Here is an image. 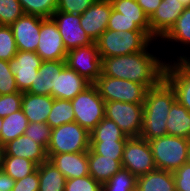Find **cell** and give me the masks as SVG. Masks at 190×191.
I'll list each match as a JSON object with an SVG mask.
<instances>
[{
  "label": "cell",
  "instance_id": "cell-1",
  "mask_svg": "<svg viewBox=\"0 0 190 191\" xmlns=\"http://www.w3.org/2000/svg\"><path fill=\"white\" fill-rule=\"evenodd\" d=\"M122 56L101 58V74L143 84L147 89L157 86L163 79L167 62L148 51Z\"/></svg>",
  "mask_w": 190,
  "mask_h": 191
},
{
  "label": "cell",
  "instance_id": "cell-2",
  "mask_svg": "<svg viewBox=\"0 0 190 191\" xmlns=\"http://www.w3.org/2000/svg\"><path fill=\"white\" fill-rule=\"evenodd\" d=\"M175 101V91L165 79L149 88L143 103V124L139 137L149 141L167 135L168 113Z\"/></svg>",
  "mask_w": 190,
  "mask_h": 191
},
{
  "label": "cell",
  "instance_id": "cell-3",
  "mask_svg": "<svg viewBox=\"0 0 190 191\" xmlns=\"http://www.w3.org/2000/svg\"><path fill=\"white\" fill-rule=\"evenodd\" d=\"M154 40L143 30L118 31L106 29L95 41L101 58L144 51Z\"/></svg>",
  "mask_w": 190,
  "mask_h": 191
},
{
  "label": "cell",
  "instance_id": "cell-4",
  "mask_svg": "<svg viewBox=\"0 0 190 191\" xmlns=\"http://www.w3.org/2000/svg\"><path fill=\"white\" fill-rule=\"evenodd\" d=\"M148 143L159 170L175 172L188 162L190 140L187 138L165 135L151 139Z\"/></svg>",
  "mask_w": 190,
  "mask_h": 191
},
{
  "label": "cell",
  "instance_id": "cell-5",
  "mask_svg": "<svg viewBox=\"0 0 190 191\" xmlns=\"http://www.w3.org/2000/svg\"><path fill=\"white\" fill-rule=\"evenodd\" d=\"M90 133L78 123L71 122L53 128L47 154L87 152Z\"/></svg>",
  "mask_w": 190,
  "mask_h": 191
},
{
  "label": "cell",
  "instance_id": "cell-6",
  "mask_svg": "<svg viewBox=\"0 0 190 191\" xmlns=\"http://www.w3.org/2000/svg\"><path fill=\"white\" fill-rule=\"evenodd\" d=\"M93 84L105 102L143 104L148 90L143 84L102 74Z\"/></svg>",
  "mask_w": 190,
  "mask_h": 191
},
{
  "label": "cell",
  "instance_id": "cell-7",
  "mask_svg": "<svg viewBox=\"0 0 190 191\" xmlns=\"http://www.w3.org/2000/svg\"><path fill=\"white\" fill-rule=\"evenodd\" d=\"M75 122L89 133L105 117V101L94 84H90L71 100Z\"/></svg>",
  "mask_w": 190,
  "mask_h": 191
},
{
  "label": "cell",
  "instance_id": "cell-8",
  "mask_svg": "<svg viewBox=\"0 0 190 191\" xmlns=\"http://www.w3.org/2000/svg\"><path fill=\"white\" fill-rule=\"evenodd\" d=\"M105 117L114 121L129 138L139 137L143 124V104L105 102Z\"/></svg>",
  "mask_w": 190,
  "mask_h": 191
},
{
  "label": "cell",
  "instance_id": "cell-9",
  "mask_svg": "<svg viewBox=\"0 0 190 191\" xmlns=\"http://www.w3.org/2000/svg\"><path fill=\"white\" fill-rule=\"evenodd\" d=\"M122 168L129 170L136 177L157 169L147 140L141 137L127 139L123 149Z\"/></svg>",
  "mask_w": 190,
  "mask_h": 191
},
{
  "label": "cell",
  "instance_id": "cell-10",
  "mask_svg": "<svg viewBox=\"0 0 190 191\" xmlns=\"http://www.w3.org/2000/svg\"><path fill=\"white\" fill-rule=\"evenodd\" d=\"M65 61L70 69L75 70L91 84L101 75L102 59L95 42L69 50Z\"/></svg>",
  "mask_w": 190,
  "mask_h": 191
},
{
  "label": "cell",
  "instance_id": "cell-11",
  "mask_svg": "<svg viewBox=\"0 0 190 191\" xmlns=\"http://www.w3.org/2000/svg\"><path fill=\"white\" fill-rule=\"evenodd\" d=\"M67 52L53 18H43L36 53L43 61H47L66 60Z\"/></svg>",
  "mask_w": 190,
  "mask_h": 191
},
{
  "label": "cell",
  "instance_id": "cell-12",
  "mask_svg": "<svg viewBox=\"0 0 190 191\" xmlns=\"http://www.w3.org/2000/svg\"><path fill=\"white\" fill-rule=\"evenodd\" d=\"M67 51L93 43L80 24V15L55 11L52 15Z\"/></svg>",
  "mask_w": 190,
  "mask_h": 191
},
{
  "label": "cell",
  "instance_id": "cell-13",
  "mask_svg": "<svg viewBox=\"0 0 190 191\" xmlns=\"http://www.w3.org/2000/svg\"><path fill=\"white\" fill-rule=\"evenodd\" d=\"M42 61L36 52L30 51H18L14 58L9 60V67L20 92H27L30 89Z\"/></svg>",
  "mask_w": 190,
  "mask_h": 191
},
{
  "label": "cell",
  "instance_id": "cell-14",
  "mask_svg": "<svg viewBox=\"0 0 190 191\" xmlns=\"http://www.w3.org/2000/svg\"><path fill=\"white\" fill-rule=\"evenodd\" d=\"M184 9V5L178 0H162L149 18L150 37L155 41L161 40L181 16Z\"/></svg>",
  "mask_w": 190,
  "mask_h": 191
},
{
  "label": "cell",
  "instance_id": "cell-15",
  "mask_svg": "<svg viewBox=\"0 0 190 191\" xmlns=\"http://www.w3.org/2000/svg\"><path fill=\"white\" fill-rule=\"evenodd\" d=\"M42 19L37 15L23 14L10 25L18 51L36 52Z\"/></svg>",
  "mask_w": 190,
  "mask_h": 191
},
{
  "label": "cell",
  "instance_id": "cell-16",
  "mask_svg": "<svg viewBox=\"0 0 190 191\" xmlns=\"http://www.w3.org/2000/svg\"><path fill=\"white\" fill-rule=\"evenodd\" d=\"M112 9L110 0H97L80 15L81 27L93 42L107 29Z\"/></svg>",
  "mask_w": 190,
  "mask_h": 191
},
{
  "label": "cell",
  "instance_id": "cell-17",
  "mask_svg": "<svg viewBox=\"0 0 190 191\" xmlns=\"http://www.w3.org/2000/svg\"><path fill=\"white\" fill-rule=\"evenodd\" d=\"M65 66V60L42 61L36 79L27 92L55 98L57 73H60Z\"/></svg>",
  "mask_w": 190,
  "mask_h": 191
},
{
  "label": "cell",
  "instance_id": "cell-18",
  "mask_svg": "<svg viewBox=\"0 0 190 191\" xmlns=\"http://www.w3.org/2000/svg\"><path fill=\"white\" fill-rule=\"evenodd\" d=\"M47 156L48 160L65 176L66 180L89 175L88 151L47 154Z\"/></svg>",
  "mask_w": 190,
  "mask_h": 191
},
{
  "label": "cell",
  "instance_id": "cell-19",
  "mask_svg": "<svg viewBox=\"0 0 190 191\" xmlns=\"http://www.w3.org/2000/svg\"><path fill=\"white\" fill-rule=\"evenodd\" d=\"M4 156L25 158L32 160L37 165L48 160L46 149L25 135L4 144Z\"/></svg>",
  "mask_w": 190,
  "mask_h": 191
},
{
  "label": "cell",
  "instance_id": "cell-20",
  "mask_svg": "<svg viewBox=\"0 0 190 191\" xmlns=\"http://www.w3.org/2000/svg\"><path fill=\"white\" fill-rule=\"evenodd\" d=\"M91 83L67 65L57 73L55 98L72 100Z\"/></svg>",
  "mask_w": 190,
  "mask_h": 191
},
{
  "label": "cell",
  "instance_id": "cell-21",
  "mask_svg": "<svg viewBox=\"0 0 190 191\" xmlns=\"http://www.w3.org/2000/svg\"><path fill=\"white\" fill-rule=\"evenodd\" d=\"M53 105V97L22 92L21 108L29 123H47Z\"/></svg>",
  "mask_w": 190,
  "mask_h": 191
},
{
  "label": "cell",
  "instance_id": "cell-22",
  "mask_svg": "<svg viewBox=\"0 0 190 191\" xmlns=\"http://www.w3.org/2000/svg\"><path fill=\"white\" fill-rule=\"evenodd\" d=\"M170 62L167 61L164 79L174 89L176 100L190 112V77L174 62Z\"/></svg>",
  "mask_w": 190,
  "mask_h": 191
},
{
  "label": "cell",
  "instance_id": "cell-23",
  "mask_svg": "<svg viewBox=\"0 0 190 191\" xmlns=\"http://www.w3.org/2000/svg\"><path fill=\"white\" fill-rule=\"evenodd\" d=\"M89 175L103 184L122 168V160H114L96 154L91 148L88 151Z\"/></svg>",
  "mask_w": 190,
  "mask_h": 191
},
{
  "label": "cell",
  "instance_id": "cell-24",
  "mask_svg": "<svg viewBox=\"0 0 190 191\" xmlns=\"http://www.w3.org/2000/svg\"><path fill=\"white\" fill-rule=\"evenodd\" d=\"M139 191H176L173 172L159 170L137 177Z\"/></svg>",
  "mask_w": 190,
  "mask_h": 191
},
{
  "label": "cell",
  "instance_id": "cell-25",
  "mask_svg": "<svg viewBox=\"0 0 190 191\" xmlns=\"http://www.w3.org/2000/svg\"><path fill=\"white\" fill-rule=\"evenodd\" d=\"M167 135L190 140V112L177 100L172 104L167 118Z\"/></svg>",
  "mask_w": 190,
  "mask_h": 191
},
{
  "label": "cell",
  "instance_id": "cell-26",
  "mask_svg": "<svg viewBox=\"0 0 190 191\" xmlns=\"http://www.w3.org/2000/svg\"><path fill=\"white\" fill-rule=\"evenodd\" d=\"M39 191H64L66 178L49 160L37 166Z\"/></svg>",
  "mask_w": 190,
  "mask_h": 191
},
{
  "label": "cell",
  "instance_id": "cell-27",
  "mask_svg": "<svg viewBox=\"0 0 190 191\" xmlns=\"http://www.w3.org/2000/svg\"><path fill=\"white\" fill-rule=\"evenodd\" d=\"M28 123V119L24 115L22 108L3 118V124L0 130V142L4 145L24 135Z\"/></svg>",
  "mask_w": 190,
  "mask_h": 191
},
{
  "label": "cell",
  "instance_id": "cell-28",
  "mask_svg": "<svg viewBox=\"0 0 190 191\" xmlns=\"http://www.w3.org/2000/svg\"><path fill=\"white\" fill-rule=\"evenodd\" d=\"M37 166L32 160L16 156H4L1 169L17 181L33 173Z\"/></svg>",
  "mask_w": 190,
  "mask_h": 191
},
{
  "label": "cell",
  "instance_id": "cell-29",
  "mask_svg": "<svg viewBox=\"0 0 190 191\" xmlns=\"http://www.w3.org/2000/svg\"><path fill=\"white\" fill-rule=\"evenodd\" d=\"M128 138L114 121L106 117L90 132V141H127Z\"/></svg>",
  "mask_w": 190,
  "mask_h": 191
},
{
  "label": "cell",
  "instance_id": "cell-30",
  "mask_svg": "<svg viewBox=\"0 0 190 191\" xmlns=\"http://www.w3.org/2000/svg\"><path fill=\"white\" fill-rule=\"evenodd\" d=\"M108 30L118 31H131L143 30L150 36V23L149 19H128L120 12L112 9L110 18L107 25Z\"/></svg>",
  "mask_w": 190,
  "mask_h": 191
},
{
  "label": "cell",
  "instance_id": "cell-31",
  "mask_svg": "<svg viewBox=\"0 0 190 191\" xmlns=\"http://www.w3.org/2000/svg\"><path fill=\"white\" fill-rule=\"evenodd\" d=\"M74 121L75 115L71 101L53 98V105L47 119V124L53 129Z\"/></svg>",
  "mask_w": 190,
  "mask_h": 191
},
{
  "label": "cell",
  "instance_id": "cell-32",
  "mask_svg": "<svg viewBox=\"0 0 190 191\" xmlns=\"http://www.w3.org/2000/svg\"><path fill=\"white\" fill-rule=\"evenodd\" d=\"M161 40L177 42L190 48V7L184 9L181 16Z\"/></svg>",
  "mask_w": 190,
  "mask_h": 191
},
{
  "label": "cell",
  "instance_id": "cell-33",
  "mask_svg": "<svg viewBox=\"0 0 190 191\" xmlns=\"http://www.w3.org/2000/svg\"><path fill=\"white\" fill-rule=\"evenodd\" d=\"M137 177L129 170L121 168L108 181L102 184V191H134Z\"/></svg>",
  "mask_w": 190,
  "mask_h": 191
},
{
  "label": "cell",
  "instance_id": "cell-34",
  "mask_svg": "<svg viewBox=\"0 0 190 191\" xmlns=\"http://www.w3.org/2000/svg\"><path fill=\"white\" fill-rule=\"evenodd\" d=\"M24 14L51 18L57 10V0H18Z\"/></svg>",
  "mask_w": 190,
  "mask_h": 191
},
{
  "label": "cell",
  "instance_id": "cell-35",
  "mask_svg": "<svg viewBox=\"0 0 190 191\" xmlns=\"http://www.w3.org/2000/svg\"><path fill=\"white\" fill-rule=\"evenodd\" d=\"M126 141H90V148L101 156L122 160Z\"/></svg>",
  "mask_w": 190,
  "mask_h": 191
},
{
  "label": "cell",
  "instance_id": "cell-36",
  "mask_svg": "<svg viewBox=\"0 0 190 191\" xmlns=\"http://www.w3.org/2000/svg\"><path fill=\"white\" fill-rule=\"evenodd\" d=\"M17 46L10 25H0V60L9 61L17 54Z\"/></svg>",
  "mask_w": 190,
  "mask_h": 191
},
{
  "label": "cell",
  "instance_id": "cell-37",
  "mask_svg": "<svg viewBox=\"0 0 190 191\" xmlns=\"http://www.w3.org/2000/svg\"><path fill=\"white\" fill-rule=\"evenodd\" d=\"M23 14L18 0H0V25H11Z\"/></svg>",
  "mask_w": 190,
  "mask_h": 191
},
{
  "label": "cell",
  "instance_id": "cell-38",
  "mask_svg": "<svg viewBox=\"0 0 190 191\" xmlns=\"http://www.w3.org/2000/svg\"><path fill=\"white\" fill-rule=\"evenodd\" d=\"M115 11L128 19H149L136 0H110Z\"/></svg>",
  "mask_w": 190,
  "mask_h": 191
},
{
  "label": "cell",
  "instance_id": "cell-39",
  "mask_svg": "<svg viewBox=\"0 0 190 191\" xmlns=\"http://www.w3.org/2000/svg\"><path fill=\"white\" fill-rule=\"evenodd\" d=\"M52 128L47 123H28L24 135L42 145L46 150L50 142Z\"/></svg>",
  "mask_w": 190,
  "mask_h": 191
},
{
  "label": "cell",
  "instance_id": "cell-40",
  "mask_svg": "<svg viewBox=\"0 0 190 191\" xmlns=\"http://www.w3.org/2000/svg\"><path fill=\"white\" fill-rule=\"evenodd\" d=\"M64 191H102V184L87 175L66 180Z\"/></svg>",
  "mask_w": 190,
  "mask_h": 191
},
{
  "label": "cell",
  "instance_id": "cell-41",
  "mask_svg": "<svg viewBox=\"0 0 190 191\" xmlns=\"http://www.w3.org/2000/svg\"><path fill=\"white\" fill-rule=\"evenodd\" d=\"M20 92L16 86L15 76L9 67V61L0 60V95Z\"/></svg>",
  "mask_w": 190,
  "mask_h": 191
},
{
  "label": "cell",
  "instance_id": "cell-42",
  "mask_svg": "<svg viewBox=\"0 0 190 191\" xmlns=\"http://www.w3.org/2000/svg\"><path fill=\"white\" fill-rule=\"evenodd\" d=\"M22 92H15L11 94L0 95V117L15 113L21 109Z\"/></svg>",
  "mask_w": 190,
  "mask_h": 191
},
{
  "label": "cell",
  "instance_id": "cell-43",
  "mask_svg": "<svg viewBox=\"0 0 190 191\" xmlns=\"http://www.w3.org/2000/svg\"><path fill=\"white\" fill-rule=\"evenodd\" d=\"M97 0H57V10L70 14H83Z\"/></svg>",
  "mask_w": 190,
  "mask_h": 191
},
{
  "label": "cell",
  "instance_id": "cell-44",
  "mask_svg": "<svg viewBox=\"0 0 190 191\" xmlns=\"http://www.w3.org/2000/svg\"><path fill=\"white\" fill-rule=\"evenodd\" d=\"M176 191H190V163L183 164L173 172Z\"/></svg>",
  "mask_w": 190,
  "mask_h": 191
},
{
  "label": "cell",
  "instance_id": "cell-45",
  "mask_svg": "<svg viewBox=\"0 0 190 191\" xmlns=\"http://www.w3.org/2000/svg\"><path fill=\"white\" fill-rule=\"evenodd\" d=\"M12 191H39L38 169L26 177L15 181Z\"/></svg>",
  "mask_w": 190,
  "mask_h": 191
},
{
  "label": "cell",
  "instance_id": "cell-46",
  "mask_svg": "<svg viewBox=\"0 0 190 191\" xmlns=\"http://www.w3.org/2000/svg\"><path fill=\"white\" fill-rule=\"evenodd\" d=\"M145 14L150 18L156 11L162 0H136Z\"/></svg>",
  "mask_w": 190,
  "mask_h": 191
},
{
  "label": "cell",
  "instance_id": "cell-47",
  "mask_svg": "<svg viewBox=\"0 0 190 191\" xmlns=\"http://www.w3.org/2000/svg\"><path fill=\"white\" fill-rule=\"evenodd\" d=\"M15 180L0 169V191H12Z\"/></svg>",
  "mask_w": 190,
  "mask_h": 191
},
{
  "label": "cell",
  "instance_id": "cell-48",
  "mask_svg": "<svg viewBox=\"0 0 190 191\" xmlns=\"http://www.w3.org/2000/svg\"><path fill=\"white\" fill-rule=\"evenodd\" d=\"M177 56L176 61L173 62L188 76L190 77V55Z\"/></svg>",
  "mask_w": 190,
  "mask_h": 191
},
{
  "label": "cell",
  "instance_id": "cell-49",
  "mask_svg": "<svg viewBox=\"0 0 190 191\" xmlns=\"http://www.w3.org/2000/svg\"><path fill=\"white\" fill-rule=\"evenodd\" d=\"M4 157V145L0 142V169L2 167Z\"/></svg>",
  "mask_w": 190,
  "mask_h": 191
},
{
  "label": "cell",
  "instance_id": "cell-50",
  "mask_svg": "<svg viewBox=\"0 0 190 191\" xmlns=\"http://www.w3.org/2000/svg\"><path fill=\"white\" fill-rule=\"evenodd\" d=\"M179 2H181L185 8L190 7V0H178Z\"/></svg>",
  "mask_w": 190,
  "mask_h": 191
},
{
  "label": "cell",
  "instance_id": "cell-51",
  "mask_svg": "<svg viewBox=\"0 0 190 191\" xmlns=\"http://www.w3.org/2000/svg\"><path fill=\"white\" fill-rule=\"evenodd\" d=\"M188 162L190 163V144H189V152H188Z\"/></svg>",
  "mask_w": 190,
  "mask_h": 191
},
{
  "label": "cell",
  "instance_id": "cell-52",
  "mask_svg": "<svg viewBox=\"0 0 190 191\" xmlns=\"http://www.w3.org/2000/svg\"><path fill=\"white\" fill-rule=\"evenodd\" d=\"M2 124H3V118L0 117V130H1Z\"/></svg>",
  "mask_w": 190,
  "mask_h": 191
}]
</instances>
